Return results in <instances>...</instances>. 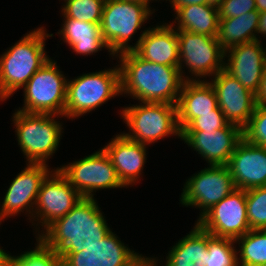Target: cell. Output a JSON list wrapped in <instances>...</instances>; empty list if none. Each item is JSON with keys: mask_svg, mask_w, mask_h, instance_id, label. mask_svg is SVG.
<instances>
[{"mask_svg": "<svg viewBox=\"0 0 266 266\" xmlns=\"http://www.w3.org/2000/svg\"><path fill=\"white\" fill-rule=\"evenodd\" d=\"M119 57L121 95L140 102L177 105L184 82L179 67L161 65L139 57L133 50Z\"/></svg>", "mask_w": 266, "mask_h": 266, "instance_id": "6da1fadb", "label": "cell"}, {"mask_svg": "<svg viewBox=\"0 0 266 266\" xmlns=\"http://www.w3.org/2000/svg\"><path fill=\"white\" fill-rule=\"evenodd\" d=\"M99 209L95 198L83 197L64 217L41 230L42 233L38 231L36 238L56 253H79L112 231Z\"/></svg>", "mask_w": 266, "mask_h": 266, "instance_id": "7a4b0ae2", "label": "cell"}, {"mask_svg": "<svg viewBox=\"0 0 266 266\" xmlns=\"http://www.w3.org/2000/svg\"><path fill=\"white\" fill-rule=\"evenodd\" d=\"M53 34L40 27L29 31L0 57V101L23 88L34 73L51 58L45 51V39ZM47 37V38H46Z\"/></svg>", "mask_w": 266, "mask_h": 266, "instance_id": "3957f363", "label": "cell"}, {"mask_svg": "<svg viewBox=\"0 0 266 266\" xmlns=\"http://www.w3.org/2000/svg\"><path fill=\"white\" fill-rule=\"evenodd\" d=\"M59 115L26 113L17 110L13 114L18 145L28 163L47 164L58 149L62 137V124L56 121Z\"/></svg>", "mask_w": 266, "mask_h": 266, "instance_id": "277c9868", "label": "cell"}, {"mask_svg": "<svg viewBox=\"0 0 266 266\" xmlns=\"http://www.w3.org/2000/svg\"><path fill=\"white\" fill-rule=\"evenodd\" d=\"M120 94L119 65L68 79L64 117L79 118Z\"/></svg>", "mask_w": 266, "mask_h": 266, "instance_id": "5b68a950", "label": "cell"}, {"mask_svg": "<svg viewBox=\"0 0 266 266\" xmlns=\"http://www.w3.org/2000/svg\"><path fill=\"white\" fill-rule=\"evenodd\" d=\"M140 103L124 107L120 111L130 129L128 133H122L126 138L144 145L155 143L169 135L181 138L177 123V105L154 102Z\"/></svg>", "mask_w": 266, "mask_h": 266, "instance_id": "8992f818", "label": "cell"}, {"mask_svg": "<svg viewBox=\"0 0 266 266\" xmlns=\"http://www.w3.org/2000/svg\"><path fill=\"white\" fill-rule=\"evenodd\" d=\"M153 13L140 3L125 0H105L100 29L112 57L133 50L128 44L134 33Z\"/></svg>", "mask_w": 266, "mask_h": 266, "instance_id": "52a82bcc", "label": "cell"}, {"mask_svg": "<svg viewBox=\"0 0 266 266\" xmlns=\"http://www.w3.org/2000/svg\"><path fill=\"white\" fill-rule=\"evenodd\" d=\"M58 68L50 59L34 73L23 87L24 107L18 110L64 116L68 80Z\"/></svg>", "mask_w": 266, "mask_h": 266, "instance_id": "ba28073f", "label": "cell"}, {"mask_svg": "<svg viewBox=\"0 0 266 266\" xmlns=\"http://www.w3.org/2000/svg\"><path fill=\"white\" fill-rule=\"evenodd\" d=\"M179 48V69L184 81H199L206 76H215L224 69L225 51L221 48L217 37L196 34L177 29ZM225 61H224V60ZM183 64V65H182ZM185 66L192 78L184 74ZM199 77V78H198ZM197 79V80H196Z\"/></svg>", "mask_w": 266, "mask_h": 266, "instance_id": "9c48e42d", "label": "cell"}, {"mask_svg": "<svg viewBox=\"0 0 266 266\" xmlns=\"http://www.w3.org/2000/svg\"><path fill=\"white\" fill-rule=\"evenodd\" d=\"M58 170L85 198H94L93 193L98 189L126 187L103 149L68 165L60 166Z\"/></svg>", "mask_w": 266, "mask_h": 266, "instance_id": "30bf717a", "label": "cell"}, {"mask_svg": "<svg viewBox=\"0 0 266 266\" xmlns=\"http://www.w3.org/2000/svg\"><path fill=\"white\" fill-rule=\"evenodd\" d=\"M234 189L236 187L226 165H209L186 180L179 201L186 207L202 210L198 221Z\"/></svg>", "mask_w": 266, "mask_h": 266, "instance_id": "8fae6325", "label": "cell"}, {"mask_svg": "<svg viewBox=\"0 0 266 266\" xmlns=\"http://www.w3.org/2000/svg\"><path fill=\"white\" fill-rule=\"evenodd\" d=\"M82 198L58 168L52 169L42 181L31 221H38L45 230L55 220L64 217Z\"/></svg>", "mask_w": 266, "mask_h": 266, "instance_id": "7c38bea8", "label": "cell"}, {"mask_svg": "<svg viewBox=\"0 0 266 266\" xmlns=\"http://www.w3.org/2000/svg\"><path fill=\"white\" fill-rule=\"evenodd\" d=\"M214 237L236 240L250 231L245 190L236 188L215 204L197 222Z\"/></svg>", "mask_w": 266, "mask_h": 266, "instance_id": "4fadbf2b", "label": "cell"}, {"mask_svg": "<svg viewBox=\"0 0 266 266\" xmlns=\"http://www.w3.org/2000/svg\"><path fill=\"white\" fill-rule=\"evenodd\" d=\"M61 266H148V257L130 250L114 232L79 253H57Z\"/></svg>", "mask_w": 266, "mask_h": 266, "instance_id": "5bb4252c", "label": "cell"}, {"mask_svg": "<svg viewBox=\"0 0 266 266\" xmlns=\"http://www.w3.org/2000/svg\"><path fill=\"white\" fill-rule=\"evenodd\" d=\"M213 78L209 83L216 93L218 107L225 120L243 129L254 112L256 95L241 85L225 69L219 71Z\"/></svg>", "mask_w": 266, "mask_h": 266, "instance_id": "9a60e30c", "label": "cell"}, {"mask_svg": "<svg viewBox=\"0 0 266 266\" xmlns=\"http://www.w3.org/2000/svg\"><path fill=\"white\" fill-rule=\"evenodd\" d=\"M25 167L13 179L3 198L0 208V224L4 218L18 215L25 211L33 217L37 194L42 181L51 172L47 164L26 163Z\"/></svg>", "mask_w": 266, "mask_h": 266, "instance_id": "2e32d148", "label": "cell"}, {"mask_svg": "<svg viewBox=\"0 0 266 266\" xmlns=\"http://www.w3.org/2000/svg\"><path fill=\"white\" fill-rule=\"evenodd\" d=\"M242 138V129L231 123L218 130L181 132V140L206 159L208 165H227Z\"/></svg>", "mask_w": 266, "mask_h": 266, "instance_id": "e0dca14e", "label": "cell"}, {"mask_svg": "<svg viewBox=\"0 0 266 266\" xmlns=\"http://www.w3.org/2000/svg\"><path fill=\"white\" fill-rule=\"evenodd\" d=\"M261 43V40H255L225 51L228 60L224 69L255 95L260 89L266 63V47Z\"/></svg>", "mask_w": 266, "mask_h": 266, "instance_id": "ac0fdd59", "label": "cell"}, {"mask_svg": "<svg viewBox=\"0 0 266 266\" xmlns=\"http://www.w3.org/2000/svg\"><path fill=\"white\" fill-rule=\"evenodd\" d=\"M236 188L248 190L266 186V148L242 138L226 165Z\"/></svg>", "mask_w": 266, "mask_h": 266, "instance_id": "d6986e66", "label": "cell"}, {"mask_svg": "<svg viewBox=\"0 0 266 266\" xmlns=\"http://www.w3.org/2000/svg\"><path fill=\"white\" fill-rule=\"evenodd\" d=\"M133 51L152 63L179 67V48L176 27L172 23L144 30Z\"/></svg>", "mask_w": 266, "mask_h": 266, "instance_id": "ffe728a7", "label": "cell"}, {"mask_svg": "<svg viewBox=\"0 0 266 266\" xmlns=\"http://www.w3.org/2000/svg\"><path fill=\"white\" fill-rule=\"evenodd\" d=\"M146 146L126 138L123 134H118L102 148L126 187L135 185L140 180L139 177L147 160Z\"/></svg>", "mask_w": 266, "mask_h": 266, "instance_id": "44dd1931", "label": "cell"}, {"mask_svg": "<svg viewBox=\"0 0 266 266\" xmlns=\"http://www.w3.org/2000/svg\"><path fill=\"white\" fill-rule=\"evenodd\" d=\"M184 81L177 102V123L182 132L200 114L218 107L216 93L208 81Z\"/></svg>", "mask_w": 266, "mask_h": 266, "instance_id": "7402d4cb", "label": "cell"}, {"mask_svg": "<svg viewBox=\"0 0 266 266\" xmlns=\"http://www.w3.org/2000/svg\"><path fill=\"white\" fill-rule=\"evenodd\" d=\"M166 256L165 266H205L208 253V232L197 223L183 239L178 240ZM157 259L148 257V266H157Z\"/></svg>", "mask_w": 266, "mask_h": 266, "instance_id": "603a6c76", "label": "cell"}, {"mask_svg": "<svg viewBox=\"0 0 266 266\" xmlns=\"http://www.w3.org/2000/svg\"><path fill=\"white\" fill-rule=\"evenodd\" d=\"M64 24L57 34L69 44L73 52L80 55H92L104 47L108 50L100 29V24L64 18Z\"/></svg>", "mask_w": 266, "mask_h": 266, "instance_id": "cb8c5ba5", "label": "cell"}, {"mask_svg": "<svg viewBox=\"0 0 266 266\" xmlns=\"http://www.w3.org/2000/svg\"><path fill=\"white\" fill-rule=\"evenodd\" d=\"M177 29L217 37L219 31L218 6L215 4H191L175 10Z\"/></svg>", "mask_w": 266, "mask_h": 266, "instance_id": "d4e9b609", "label": "cell"}, {"mask_svg": "<svg viewBox=\"0 0 266 266\" xmlns=\"http://www.w3.org/2000/svg\"><path fill=\"white\" fill-rule=\"evenodd\" d=\"M259 16L257 10H252L237 17L220 18L217 39L221 48L226 51L233 46L259 40Z\"/></svg>", "mask_w": 266, "mask_h": 266, "instance_id": "484cf974", "label": "cell"}, {"mask_svg": "<svg viewBox=\"0 0 266 266\" xmlns=\"http://www.w3.org/2000/svg\"><path fill=\"white\" fill-rule=\"evenodd\" d=\"M235 242L239 244L240 248L236 251L237 265L266 263V230L251 229L243 236L237 238Z\"/></svg>", "mask_w": 266, "mask_h": 266, "instance_id": "4316f807", "label": "cell"}, {"mask_svg": "<svg viewBox=\"0 0 266 266\" xmlns=\"http://www.w3.org/2000/svg\"><path fill=\"white\" fill-rule=\"evenodd\" d=\"M235 240L214 237L208 232L205 266H237Z\"/></svg>", "mask_w": 266, "mask_h": 266, "instance_id": "83f0119b", "label": "cell"}, {"mask_svg": "<svg viewBox=\"0 0 266 266\" xmlns=\"http://www.w3.org/2000/svg\"><path fill=\"white\" fill-rule=\"evenodd\" d=\"M35 249L21 253L19 256L9 254L6 266H61L57 253L47 248L38 238Z\"/></svg>", "mask_w": 266, "mask_h": 266, "instance_id": "f1b7e54d", "label": "cell"}, {"mask_svg": "<svg viewBox=\"0 0 266 266\" xmlns=\"http://www.w3.org/2000/svg\"><path fill=\"white\" fill-rule=\"evenodd\" d=\"M63 17L79 21L101 23L105 0H64Z\"/></svg>", "mask_w": 266, "mask_h": 266, "instance_id": "f546056e", "label": "cell"}, {"mask_svg": "<svg viewBox=\"0 0 266 266\" xmlns=\"http://www.w3.org/2000/svg\"><path fill=\"white\" fill-rule=\"evenodd\" d=\"M250 229L266 230V186L245 190Z\"/></svg>", "mask_w": 266, "mask_h": 266, "instance_id": "4dcf8cb0", "label": "cell"}, {"mask_svg": "<svg viewBox=\"0 0 266 266\" xmlns=\"http://www.w3.org/2000/svg\"><path fill=\"white\" fill-rule=\"evenodd\" d=\"M249 143L266 148V106L256 105L247 125L242 129Z\"/></svg>", "mask_w": 266, "mask_h": 266, "instance_id": "1f68e13d", "label": "cell"}, {"mask_svg": "<svg viewBox=\"0 0 266 266\" xmlns=\"http://www.w3.org/2000/svg\"><path fill=\"white\" fill-rule=\"evenodd\" d=\"M228 122L219 107L212 113L200 114L183 131H206L223 128Z\"/></svg>", "mask_w": 266, "mask_h": 266, "instance_id": "d6a6232c", "label": "cell"}, {"mask_svg": "<svg viewBox=\"0 0 266 266\" xmlns=\"http://www.w3.org/2000/svg\"><path fill=\"white\" fill-rule=\"evenodd\" d=\"M256 9L255 0H224L218 5L220 18H233Z\"/></svg>", "mask_w": 266, "mask_h": 266, "instance_id": "836d02e7", "label": "cell"}, {"mask_svg": "<svg viewBox=\"0 0 266 266\" xmlns=\"http://www.w3.org/2000/svg\"><path fill=\"white\" fill-rule=\"evenodd\" d=\"M256 105L266 106V63L264 66L263 78L260 89L256 94Z\"/></svg>", "mask_w": 266, "mask_h": 266, "instance_id": "e575fe53", "label": "cell"}, {"mask_svg": "<svg viewBox=\"0 0 266 266\" xmlns=\"http://www.w3.org/2000/svg\"><path fill=\"white\" fill-rule=\"evenodd\" d=\"M174 11L182 6L191 4H211L210 0H169Z\"/></svg>", "mask_w": 266, "mask_h": 266, "instance_id": "d590c367", "label": "cell"}, {"mask_svg": "<svg viewBox=\"0 0 266 266\" xmlns=\"http://www.w3.org/2000/svg\"><path fill=\"white\" fill-rule=\"evenodd\" d=\"M258 34H261L263 37L266 36V11L260 13Z\"/></svg>", "mask_w": 266, "mask_h": 266, "instance_id": "8d00e7d4", "label": "cell"}, {"mask_svg": "<svg viewBox=\"0 0 266 266\" xmlns=\"http://www.w3.org/2000/svg\"><path fill=\"white\" fill-rule=\"evenodd\" d=\"M256 9L259 13L266 11V0H255Z\"/></svg>", "mask_w": 266, "mask_h": 266, "instance_id": "74e56055", "label": "cell"}, {"mask_svg": "<svg viewBox=\"0 0 266 266\" xmlns=\"http://www.w3.org/2000/svg\"><path fill=\"white\" fill-rule=\"evenodd\" d=\"M9 253L0 248V266H6V261L8 259Z\"/></svg>", "mask_w": 266, "mask_h": 266, "instance_id": "f35d334b", "label": "cell"}, {"mask_svg": "<svg viewBox=\"0 0 266 266\" xmlns=\"http://www.w3.org/2000/svg\"><path fill=\"white\" fill-rule=\"evenodd\" d=\"M125 1H129V2H134V3H140L142 5H145L152 13L154 11H152L149 7V3L153 0H125ZM156 1V0H155Z\"/></svg>", "mask_w": 266, "mask_h": 266, "instance_id": "ab89813d", "label": "cell"}, {"mask_svg": "<svg viewBox=\"0 0 266 266\" xmlns=\"http://www.w3.org/2000/svg\"><path fill=\"white\" fill-rule=\"evenodd\" d=\"M224 0H210V3L215 4V5H219L221 2H223Z\"/></svg>", "mask_w": 266, "mask_h": 266, "instance_id": "60d3db41", "label": "cell"}, {"mask_svg": "<svg viewBox=\"0 0 266 266\" xmlns=\"http://www.w3.org/2000/svg\"><path fill=\"white\" fill-rule=\"evenodd\" d=\"M237 266H266V263L259 264V265H237Z\"/></svg>", "mask_w": 266, "mask_h": 266, "instance_id": "b9f144b4", "label": "cell"}]
</instances>
